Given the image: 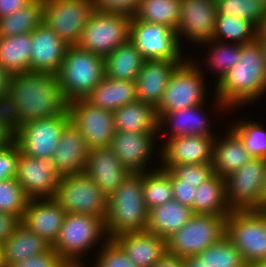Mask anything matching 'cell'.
Masks as SVG:
<instances>
[{"mask_svg": "<svg viewBox=\"0 0 266 267\" xmlns=\"http://www.w3.org/2000/svg\"><path fill=\"white\" fill-rule=\"evenodd\" d=\"M68 105L56 75L41 72L11 75L1 104L15 128L31 120L65 115Z\"/></svg>", "mask_w": 266, "mask_h": 267, "instance_id": "6da1fadb", "label": "cell"}, {"mask_svg": "<svg viewBox=\"0 0 266 267\" xmlns=\"http://www.w3.org/2000/svg\"><path fill=\"white\" fill-rule=\"evenodd\" d=\"M214 85V107L221 112L254 102L266 93V60L257 38L242 45L240 59Z\"/></svg>", "mask_w": 266, "mask_h": 267, "instance_id": "7a4b0ae2", "label": "cell"}, {"mask_svg": "<svg viewBox=\"0 0 266 267\" xmlns=\"http://www.w3.org/2000/svg\"><path fill=\"white\" fill-rule=\"evenodd\" d=\"M149 210L143 196V173H131L107 199L108 238L130 231H146Z\"/></svg>", "mask_w": 266, "mask_h": 267, "instance_id": "3957f363", "label": "cell"}, {"mask_svg": "<svg viewBox=\"0 0 266 267\" xmlns=\"http://www.w3.org/2000/svg\"><path fill=\"white\" fill-rule=\"evenodd\" d=\"M104 76V57L77 45L68 46L56 74L68 102L84 99Z\"/></svg>", "mask_w": 266, "mask_h": 267, "instance_id": "277c9868", "label": "cell"}, {"mask_svg": "<svg viewBox=\"0 0 266 267\" xmlns=\"http://www.w3.org/2000/svg\"><path fill=\"white\" fill-rule=\"evenodd\" d=\"M108 239L105 218L67 213L58 238L51 247L67 263H83L81 258L90 251V248L100 244L101 240Z\"/></svg>", "mask_w": 266, "mask_h": 267, "instance_id": "5b68a950", "label": "cell"}, {"mask_svg": "<svg viewBox=\"0 0 266 267\" xmlns=\"http://www.w3.org/2000/svg\"><path fill=\"white\" fill-rule=\"evenodd\" d=\"M226 217L194 213L167 239V252L182 258L198 255L225 235Z\"/></svg>", "mask_w": 266, "mask_h": 267, "instance_id": "8992f818", "label": "cell"}, {"mask_svg": "<svg viewBox=\"0 0 266 267\" xmlns=\"http://www.w3.org/2000/svg\"><path fill=\"white\" fill-rule=\"evenodd\" d=\"M53 199L66 211L106 218L107 197L84 173L62 176Z\"/></svg>", "mask_w": 266, "mask_h": 267, "instance_id": "52a82bcc", "label": "cell"}, {"mask_svg": "<svg viewBox=\"0 0 266 267\" xmlns=\"http://www.w3.org/2000/svg\"><path fill=\"white\" fill-rule=\"evenodd\" d=\"M198 63V64H197ZM199 62L189 59L180 64L167 84L162 100L157 108L158 116L166 112L206 104V85ZM205 90V91H204Z\"/></svg>", "mask_w": 266, "mask_h": 267, "instance_id": "ba28073f", "label": "cell"}, {"mask_svg": "<svg viewBox=\"0 0 266 267\" xmlns=\"http://www.w3.org/2000/svg\"><path fill=\"white\" fill-rule=\"evenodd\" d=\"M225 235L245 263L266 260V223L256 210H232L226 217Z\"/></svg>", "mask_w": 266, "mask_h": 267, "instance_id": "9c48e42d", "label": "cell"}, {"mask_svg": "<svg viewBox=\"0 0 266 267\" xmlns=\"http://www.w3.org/2000/svg\"><path fill=\"white\" fill-rule=\"evenodd\" d=\"M131 18L125 15L94 11L84 27L77 46L106 57L129 41Z\"/></svg>", "mask_w": 266, "mask_h": 267, "instance_id": "30bf717a", "label": "cell"}, {"mask_svg": "<svg viewBox=\"0 0 266 267\" xmlns=\"http://www.w3.org/2000/svg\"><path fill=\"white\" fill-rule=\"evenodd\" d=\"M94 11L93 0H44L43 23L74 46Z\"/></svg>", "mask_w": 266, "mask_h": 267, "instance_id": "8fae6325", "label": "cell"}, {"mask_svg": "<svg viewBox=\"0 0 266 267\" xmlns=\"http://www.w3.org/2000/svg\"><path fill=\"white\" fill-rule=\"evenodd\" d=\"M265 174L266 159L253 157L224 178L226 199L231 210H256L263 207Z\"/></svg>", "mask_w": 266, "mask_h": 267, "instance_id": "7c38bea8", "label": "cell"}, {"mask_svg": "<svg viewBox=\"0 0 266 267\" xmlns=\"http://www.w3.org/2000/svg\"><path fill=\"white\" fill-rule=\"evenodd\" d=\"M129 40L145 60L185 61L177 31L163 24L131 18Z\"/></svg>", "mask_w": 266, "mask_h": 267, "instance_id": "4fadbf2b", "label": "cell"}, {"mask_svg": "<svg viewBox=\"0 0 266 267\" xmlns=\"http://www.w3.org/2000/svg\"><path fill=\"white\" fill-rule=\"evenodd\" d=\"M69 122L68 112L65 115L28 121L16 128V144L23 154L30 157L52 158Z\"/></svg>", "mask_w": 266, "mask_h": 267, "instance_id": "5bb4252c", "label": "cell"}, {"mask_svg": "<svg viewBox=\"0 0 266 267\" xmlns=\"http://www.w3.org/2000/svg\"><path fill=\"white\" fill-rule=\"evenodd\" d=\"M68 113L70 122L79 129L89 149L111 145L116 132L112 111L78 99L69 102Z\"/></svg>", "mask_w": 266, "mask_h": 267, "instance_id": "9a60e30c", "label": "cell"}, {"mask_svg": "<svg viewBox=\"0 0 266 267\" xmlns=\"http://www.w3.org/2000/svg\"><path fill=\"white\" fill-rule=\"evenodd\" d=\"M62 176L52 158L38 159L20 151L15 179L31 198H53Z\"/></svg>", "mask_w": 266, "mask_h": 267, "instance_id": "2e32d148", "label": "cell"}, {"mask_svg": "<svg viewBox=\"0 0 266 267\" xmlns=\"http://www.w3.org/2000/svg\"><path fill=\"white\" fill-rule=\"evenodd\" d=\"M217 13L215 0H181L180 21L176 29L181 46L183 36L198 46L212 40Z\"/></svg>", "mask_w": 266, "mask_h": 267, "instance_id": "e0dca14e", "label": "cell"}, {"mask_svg": "<svg viewBox=\"0 0 266 267\" xmlns=\"http://www.w3.org/2000/svg\"><path fill=\"white\" fill-rule=\"evenodd\" d=\"M216 136H178L165 138L161 143L160 159L161 167L170 170L177 164H205L212 163L214 142ZM163 163V164H162Z\"/></svg>", "mask_w": 266, "mask_h": 267, "instance_id": "ac0fdd59", "label": "cell"}, {"mask_svg": "<svg viewBox=\"0 0 266 267\" xmlns=\"http://www.w3.org/2000/svg\"><path fill=\"white\" fill-rule=\"evenodd\" d=\"M156 135L159 134L115 132L110 147L130 173L148 172L147 164H151L152 155L156 152V143L158 145Z\"/></svg>", "mask_w": 266, "mask_h": 267, "instance_id": "d6986e66", "label": "cell"}, {"mask_svg": "<svg viewBox=\"0 0 266 267\" xmlns=\"http://www.w3.org/2000/svg\"><path fill=\"white\" fill-rule=\"evenodd\" d=\"M108 198L131 174L110 146L89 149L83 171Z\"/></svg>", "mask_w": 266, "mask_h": 267, "instance_id": "ffe728a7", "label": "cell"}, {"mask_svg": "<svg viewBox=\"0 0 266 267\" xmlns=\"http://www.w3.org/2000/svg\"><path fill=\"white\" fill-rule=\"evenodd\" d=\"M30 72L57 74L68 44L44 23L31 32Z\"/></svg>", "mask_w": 266, "mask_h": 267, "instance_id": "44dd1931", "label": "cell"}, {"mask_svg": "<svg viewBox=\"0 0 266 267\" xmlns=\"http://www.w3.org/2000/svg\"><path fill=\"white\" fill-rule=\"evenodd\" d=\"M66 214L53 198H31L21 222L52 246L58 238Z\"/></svg>", "mask_w": 266, "mask_h": 267, "instance_id": "7402d4cb", "label": "cell"}, {"mask_svg": "<svg viewBox=\"0 0 266 267\" xmlns=\"http://www.w3.org/2000/svg\"><path fill=\"white\" fill-rule=\"evenodd\" d=\"M184 61L145 60L139 71L136 83L138 101L158 106L165 88L176 68Z\"/></svg>", "mask_w": 266, "mask_h": 267, "instance_id": "603a6c76", "label": "cell"}, {"mask_svg": "<svg viewBox=\"0 0 266 267\" xmlns=\"http://www.w3.org/2000/svg\"><path fill=\"white\" fill-rule=\"evenodd\" d=\"M204 106L205 104L203 103L190 108L180 109L162 114L159 117V134L161 132V134H163L167 130V132L163 134L167 139L190 135L217 136L213 133V130L209 125L211 124V122L209 123V118H207V115H203L205 114L203 112Z\"/></svg>", "mask_w": 266, "mask_h": 267, "instance_id": "cb8c5ba5", "label": "cell"}, {"mask_svg": "<svg viewBox=\"0 0 266 267\" xmlns=\"http://www.w3.org/2000/svg\"><path fill=\"white\" fill-rule=\"evenodd\" d=\"M113 239L139 267H153L167 252V240L149 231L124 232Z\"/></svg>", "mask_w": 266, "mask_h": 267, "instance_id": "d4e9b609", "label": "cell"}, {"mask_svg": "<svg viewBox=\"0 0 266 267\" xmlns=\"http://www.w3.org/2000/svg\"><path fill=\"white\" fill-rule=\"evenodd\" d=\"M89 148L79 129L69 122L53 154V162L61 176L84 171Z\"/></svg>", "mask_w": 266, "mask_h": 267, "instance_id": "484cf974", "label": "cell"}, {"mask_svg": "<svg viewBox=\"0 0 266 267\" xmlns=\"http://www.w3.org/2000/svg\"><path fill=\"white\" fill-rule=\"evenodd\" d=\"M223 138L216 136L213 152L214 174L225 178L248 163L253 156L245 149L241 137L228 128Z\"/></svg>", "mask_w": 266, "mask_h": 267, "instance_id": "4316f807", "label": "cell"}, {"mask_svg": "<svg viewBox=\"0 0 266 267\" xmlns=\"http://www.w3.org/2000/svg\"><path fill=\"white\" fill-rule=\"evenodd\" d=\"M116 132L159 134V116L156 106L135 101L113 112Z\"/></svg>", "mask_w": 266, "mask_h": 267, "instance_id": "83f0119b", "label": "cell"}, {"mask_svg": "<svg viewBox=\"0 0 266 267\" xmlns=\"http://www.w3.org/2000/svg\"><path fill=\"white\" fill-rule=\"evenodd\" d=\"M90 104L114 112L137 101L136 83L131 80H113L104 76L84 98Z\"/></svg>", "mask_w": 266, "mask_h": 267, "instance_id": "f1b7e54d", "label": "cell"}, {"mask_svg": "<svg viewBox=\"0 0 266 267\" xmlns=\"http://www.w3.org/2000/svg\"><path fill=\"white\" fill-rule=\"evenodd\" d=\"M2 245L6 267L44 253L51 247L41 236L31 231L22 222L16 226L13 234Z\"/></svg>", "mask_w": 266, "mask_h": 267, "instance_id": "f546056e", "label": "cell"}, {"mask_svg": "<svg viewBox=\"0 0 266 267\" xmlns=\"http://www.w3.org/2000/svg\"><path fill=\"white\" fill-rule=\"evenodd\" d=\"M192 208L175 200L149 210L146 231L168 239L193 215Z\"/></svg>", "mask_w": 266, "mask_h": 267, "instance_id": "4dcf8cb0", "label": "cell"}, {"mask_svg": "<svg viewBox=\"0 0 266 267\" xmlns=\"http://www.w3.org/2000/svg\"><path fill=\"white\" fill-rule=\"evenodd\" d=\"M145 59L129 40L104 57L105 76L113 80L135 81Z\"/></svg>", "mask_w": 266, "mask_h": 267, "instance_id": "1f68e13d", "label": "cell"}, {"mask_svg": "<svg viewBox=\"0 0 266 267\" xmlns=\"http://www.w3.org/2000/svg\"><path fill=\"white\" fill-rule=\"evenodd\" d=\"M230 209L226 199L225 179L214 174L195 191L193 213L228 216Z\"/></svg>", "mask_w": 266, "mask_h": 267, "instance_id": "d6a6232c", "label": "cell"}, {"mask_svg": "<svg viewBox=\"0 0 266 267\" xmlns=\"http://www.w3.org/2000/svg\"><path fill=\"white\" fill-rule=\"evenodd\" d=\"M31 33L0 37V65L12 75L30 72Z\"/></svg>", "mask_w": 266, "mask_h": 267, "instance_id": "836d02e7", "label": "cell"}, {"mask_svg": "<svg viewBox=\"0 0 266 267\" xmlns=\"http://www.w3.org/2000/svg\"><path fill=\"white\" fill-rule=\"evenodd\" d=\"M44 0H32L13 14L0 18V37L31 33L43 23Z\"/></svg>", "mask_w": 266, "mask_h": 267, "instance_id": "e575fe53", "label": "cell"}, {"mask_svg": "<svg viewBox=\"0 0 266 267\" xmlns=\"http://www.w3.org/2000/svg\"><path fill=\"white\" fill-rule=\"evenodd\" d=\"M180 9L181 0H142L134 18L176 30L180 21Z\"/></svg>", "mask_w": 266, "mask_h": 267, "instance_id": "d590c367", "label": "cell"}, {"mask_svg": "<svg viewBox=\"0 0 266 267\" xmlns=\"http://www.w3.org/2000/svg\"><path fill=\"white\" fill-rule=\"evenodd\" d=\"M143 196L148 210L173 201L171 170L158 166L143 172Z\"/></svg>", "mask_w": 266, "mask_h": 267, "instance_id": "8d00e7d4", "label": "cell"}, {"mask_svg": "<svg viewBox=\"0 0 266 267\" xmlns=\"http://www.w3.org/2000/svg\"><path fill=\"white\" fill-rule=\"evenodd\" d=\"M257 28L248 20L217 13L212 40L245 44L256 38Z\"/></svg>", "mask_w": 266, "mask_h": 267, "instance_id": "74e56055", "label": "cell"}, {"mask_svg": "<svg viewBox=\"0 0 266 267\" xmlns=\"http://www.w3.org/2000/svg\"><path fill=\"white\" fill-rule=\"evenodd\" d=\"M200 45H207V47L211 45L210 53L205 61L206 64L208 63L207 66L212 68L209 70H213V72L215 70L218 73L217 81L240 59L242 44L210 40L202 42Z\"/></svg>", "mask_w": 266, "mask_h": 267, "instance_id": "f35d334b", "label": "cell"}, {"mask_svg": "<svg viewBox=\"0 0 266 267\" xmlns=\"http://www.w3.org/2000/svg\"><path fill=\"white\" fill-rule=\"evenodd\" d=\"M195 256L207 267H237L244 262L240 251L226 235Z\"/></svg>", "mask_w": 266, "mask_h": 267, "instance_id": "ab89813d", "label": "cell"}, {"mask_svg": "<svg viewBox=\"0 0 266 267\" xmlns=\"http://www.w3.org/2000/svg\"><path fill=\"white\" fill-rule=\"evenodd\" d=\"M217 12L250 21L256 28L266 11L263 0H215Z\"/></svg>", "mask_w": 266, "mask_h": 267, "instance_id": "60d3db41", "label": "cell"}, {"mask_svg": "<svg viewBox=\"0 0 266 267\" xmlns=\"http://www.w3.org/2000/svg\"><path fill=\"white\" fill-rule=\"evenodd\" d=\"M230 127L241 137L245 149L253 157L266 159V129L262 124L241 119Z\"/></svg>", "mask_w": 266, "mask_h": 267, "instance_id": "b9f144b4", "label": "cell"}, {"mask_svg": "<svg viewBox=\"0 0 266 267\" xmlns=\"http://www.w3.org/2000/svg\"><path fill=\"white\" fill-rule=\"evenodd\" d=\"M29 200L15 178L0 182V211L22 219Z\"/></svg>", "mask_w": 266, "mask_h": 267, "instance_id": "7bdbcfd3", "label": "cell"}, {"mask_svg": "<svg viewBox=\"0 0 266 267\" xmlns=\"http://www.w3.org/2000/svg\"><path fill=\"white\" fill-rule=\"evenodd\" d=\"M102 243L93 267H139L113 238Z\"/></svg>", "mask_w": 266, "mask_h": 267, "instance_id": "ee69618b", "label": "cell"}, {"mask_svg": "<svg viewBox=\"0 0 266 267\" xmlns=\"http://www.w3.org/2000/svg\"><path fill=\"white\" fill-rule=\"evenodd\" d=\"M170 170L182 179V183L194 184V187L200 186L214 175L212 163L177 164Z\"/></svg>", "mask_w": 266, "mask_h": 267, "instance_id": "f6af8a7d", "label": "cell"}, {"mask_svg": "<svg viewBox=\"0 0 266 267\" xmlns=\"http://www.w3.org/2000/svg\"><path fill=\"white\" fill-rule=\"evenodd\" d=\"M142 0H93L98 12L125 15L134 18Z\"/></svg>", "mask_w": 266, "mask_h": 267, "instance_id": "bcb514c9", "label": "cell"}, {"mask_svg": "<svg viewBox=\"0 0 266 267\" xmlns=\"http://www.w3.org/2000/svg\"><path fill=\"white\" fill-rule=\"evenodd\" d=\"M20 147L15 143L7 149H0V182L15 178Z\"/></svg>", "mask_w": 266, "mask_h": 267, "instance_id": "7dc6e473", "label": "cell"}, {"mask_svg": "<svg viewBox=\"0 0 266 267\" xmlns=\"http://www.w3.org/2000/svg\"><path fill=\"white\" fill-rule=\"evenodd\" d=\"M66 263L57 251L50 247L44 253L26 258L11 267H64Z\"/></svg>", "mask_w": 266, "mask_h": 267, "instance_id": "c3c4849f", "label": "cell"}, {"mask_svg": "<svg viewBox=\"0 0 266 267\" xmlns=\"http://www.w3.org/2000/svg\"><path fill=\"white\" fill-rule=\"evenodd\" d=\"M171 183L173 199L185 206L192 208L193 211V201L197 187H194V184L182 183V179H179L172 171Z\"/></svg>", "mask_w": 266, "mask_h": 267, "instance_id": "681fc988", "label": "cell"}, {"mask_svg": "<svg viewBox=\"0 0 266 267\" xmlns=\"http://www.w3.org/2000/svg\"><path fill=\"white\" fill-rule=\"evenodd\" d=\"M16 143V128L0 105V149H7Z\"/></svg>", "mask_w": 266, "mask_h": 267, "instance_id": "f907efd6", "label": "cell"}, {"mask_svg": "<svg viewBox=\"0 0 266 267\" xmlns=\"http://www.w3.org/2000/svg\"><path fill=\"white\" fill-rule=\"evenodd\" d=\"M21 222L18 216L0 211V243L3 244Z\"/></svg>", "mask_w": 266, "mask_h": 267, "instance_id": "816d5d0a", "label": "cell"}, {"mask_svg": "<svg viewBox=\"0 0 266 267\" xmlns=\"http://www.w3.org/2000/svg\"><path fill=\"white\" fill-rule=\"evenodd\" d=\"M32 0H0V18L9 16Z\"/></svg>", "mask_w": 266, "mask_h": 267, "instance_id": "f5cc1de1", "label": "cell"}, {"mask_svg": "<svg viewBox=\"0 0 266 267\" xmlns=\"http://www.w3.org/2000/svg\"><path fill=\"white\" fill-rule=\"evenodd\" d=\"M153 267H183V258L166 252Z\"/></svg>", "mask_w": 266, "mask_h": 267, "instance_id": "db71d44e", "label": "cell"}, {"mask_svg": "<svg viewBox=\"0 0 266 267\" xmlns=\"http://www.w3.org/2000/svg\"><path fill=\"white\" fill-rule=\"evenodd\" d=\"M11 75L0 65V105L4 102L7 95Z\"/></svg>", "mask_w": 266, "mask_h": 267, "instance_id": "11a10c76", "label": "cell"}, {"mask_svg": "<svg viewBox=\"0 0 266 267\" xmlns=\"http://www.w3.org/2000/svg\"><path fill=\"white\" fill-rule=\"evenodd\" d=\"M183 267H207L196 256L184 257Z\"/></svg>", "mask_w": 266, "mask_h": 267, "instance_id": "9f6ffc18", "label": "cell"}, {"mask_svg": "<svg viewBox=\"0 0 266 267\" xmlns=\"http://www.w3.org/2000/svg\"><path fill=\"white\" fill-rule=\"evenodd\" d=\"M256 35H266V11L261 19V22L257 26V34Z\"/></svg>", "mask_w": 266, "mask_h": 267, "instance_id": "6f0895ef", "label": "cell"}, {"mask_svg": "<svg viewBox=\"0 0 266 267\" xmlns=\"http://www.w3.org/2000/svg\"><path fill=\"white\" fill-rule=\"evenodd\" d=\"M256 38L260 42L264 54V58L266 60V35H256Z\"/></svg>", "mask_w": 266, "mask_h": 267, "instance_id": "680465c9", "label": "cell"}, {"mask_svg": "<svg viewBox=\"0 0 266 267\" xmlns=\"http://www.w3.org/2000/svg\"><path fill=\"white\" fill-rule=\"evenodd\" d=\"M256 211L263 217V219L266 223V206H263L259 209H256Z\"/></svg>", "mask_w": 266, "mask_h": 267, "instance_id": "91938a15", "label": "cell"}, {"mask_svg": "<svg viewBox=\"0 0 266 267\" xmlns=\"http://www.w3.org/2000/svg\"><path fill=\"white\" fill-rule=\"evenodd\" d=\"M0 267H6L4 263L3 245L0 243Z\"/></svg>", "mask_w": 266, "mask_h": 267, "instance_id": "94428289", "label": "cell"}, {"mask_svg": "<svg viewBox=\"0 0 266 267\" xmlns=\"http://www.w3.org/2000/svg\"><path fill=\"white\" fill-rule=\"evenodd\" d=\"M262 200H263V206H266V174H265V182L262 192Z\"/></svg>", "mask_w": 266, "mask_h": 267, "instance_id": "6125c7cd", "label": "cell"}, {"mask_svg": "<svg viewBox=\"0 0 266 267\" xmlns=\"http://www.w3.org/2000/svg\"><path fill=\"white\" fill-rule=\"evenodd\" d=\"M85 263H66L64 267H87Z\"/></svg>", "mask_w": 266, "mask_h": 267, "instance_id": "be15d7a7", "label": "cell"}, {"mask_svg": "<svg viewBox=\"0 0 266 267\" xmlns=\"http://www.w3.org/2000/svg\"><path fill=\"white\" fill-rule=\"evenodd\" d=\"M252 267H266V260H262L259 262H256L255 264L251 265Z\"/></svg>", "mask_w": 266, "mask_h": 267, "instance_id": "e7e4bbea", "label": "cell"}, {"mask_svg": "<svg viewBox=\"0 0 266 267\" xmlns=\"http://www.w3.org/2000/svg\"><path fill=\"white\" fill-rule=\"evenodd\" d=\"M237 267H252V266L250 264L243 262L240 266Z\"/></svg>", "mask_w": 266, "mask_h": 267, "instance_id": "03108f58", "label": "cell"}]
</instances>
